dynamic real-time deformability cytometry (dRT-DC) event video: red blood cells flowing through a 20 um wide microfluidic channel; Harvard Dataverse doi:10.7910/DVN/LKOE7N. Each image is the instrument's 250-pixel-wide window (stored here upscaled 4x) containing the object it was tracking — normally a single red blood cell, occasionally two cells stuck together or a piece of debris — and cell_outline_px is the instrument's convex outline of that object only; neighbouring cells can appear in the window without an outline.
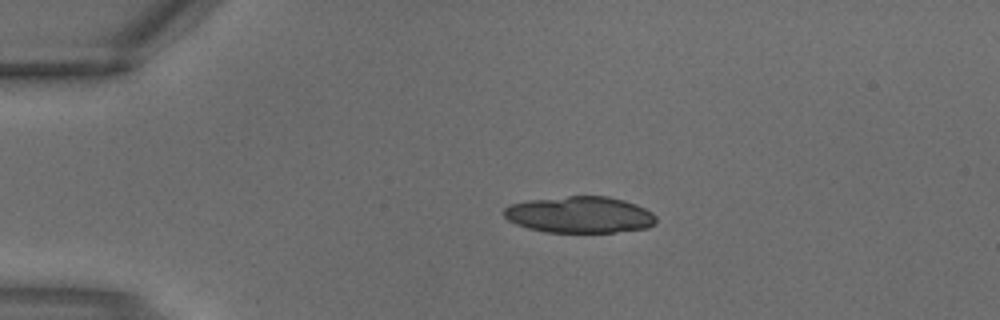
{"species": "common noctule bat (a hibernating species)", "species_latin": "Nyctalus noctula", "temperature_condition": "warm", "stored_images_in_passage": 1, "camera_frame_rate_fps": 3000, "um_per_image_px": 0.085, "animal": {"sex": "male", "body_mass_g": 18.8}, "frame": {"image": 1, "passage_image": 1, "time_ms": 0.0, "image_size_px": [1000, 320], "cell_outline_px": [[656, 224], [648, 228], [616, 232], [544, 232], [528, 228], [516, 224], [508, 220], [504, 216], [504, 208], [508, 204], [528, 200], [568, 196], [608, 196], [624, 200], [636, 204], [652, 212], [656, 216]], "centroid_in_image_um": [49.28, 18.25], "position_along_channel_um": 35.7, "area_um2": 32.6}}